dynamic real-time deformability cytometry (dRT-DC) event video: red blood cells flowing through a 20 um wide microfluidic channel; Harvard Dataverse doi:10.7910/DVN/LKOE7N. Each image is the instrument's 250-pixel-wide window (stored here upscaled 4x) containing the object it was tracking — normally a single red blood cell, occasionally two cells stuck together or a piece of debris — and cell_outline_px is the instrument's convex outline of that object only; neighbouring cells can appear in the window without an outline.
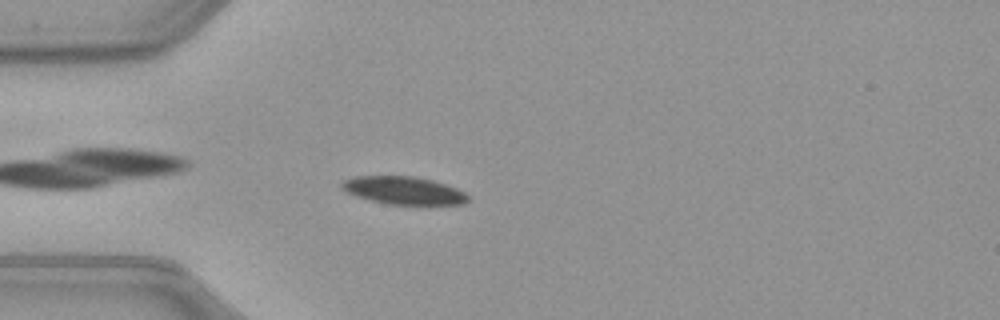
{"species": "common noctule bat (a hibernating species)", "species_latin": "Nyctalus noctula", "temperature_condition": "warm", "stored_images_in_passage": 32, "camera_frame_rate_fps": 3000, "um_per_image_px": 0.085, "animal": {"sex": "female", "body_mass_g": 21.9}, "frame": {"image": 1, "passage_image": 3, "time_ms": 0.667, "image_size_px": [1000, 320], "cell_outline_px": [[472, 200], [464, 204], [388, 204], [368, 200], [356, 196], [340, 188], [340, 184], [344, 180], [356, 176], [412, 176], [432, 180], [456, 188], [464, 192]], "centroid_in_image_um": [34.31, 16.19], "position_along_channel_um": 50.7, "area_um2": 20.4}}
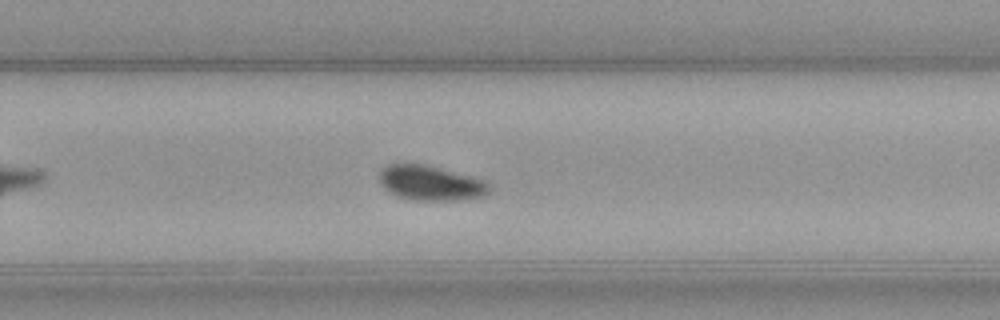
{"frame": {"image": 2, "passage_image": 22, "time_ms": 7.0, "image_size_px": [1000, 320], "cell_outline_px": [[488, 192], [484, 196], [464, 200], [416, 200], [400, 196], [384, 188], [380, 184], [380, 168], [388, 164], [420, 164], [484, 180], [488, 184]], "centroid_in_image_um": [36.57, 15.57], "position_along_channel_um": 293.2, "area_um2": 21.73}}
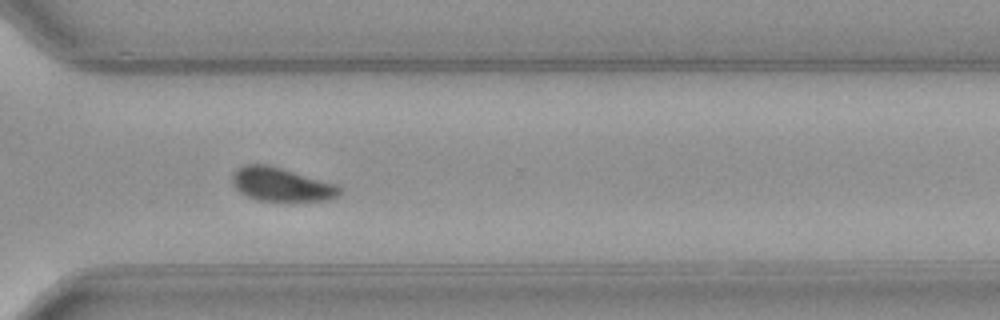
{"frame": {"image": 3, "passage_image": 26, "time_ms": 8.333, "image_size_px": [1000, 320], "cell_outline_px": [[344, 192], [340, 196], [328, 200], [256, 200], [240, 192], [232, 184], [232, 172], [236, 168], [244, 164], [268, 164], [340, 184], [344, 188]], "centroid_in_image_um": [23.98, 15.66], "position_along_channel_um": 346.6, "area_um2": 21.5}, "authors_computed_cell_mechanics": {"area_um2": 22.0507, "velocity_mm_per_s": 3.9978, "shape_relaxation_time_tau1_ms": 2.8021, "shape_relaxation_time_tau2_ms": null, "deformation_change_tau1": 0.0979, "deformation_change_tau2": null}}